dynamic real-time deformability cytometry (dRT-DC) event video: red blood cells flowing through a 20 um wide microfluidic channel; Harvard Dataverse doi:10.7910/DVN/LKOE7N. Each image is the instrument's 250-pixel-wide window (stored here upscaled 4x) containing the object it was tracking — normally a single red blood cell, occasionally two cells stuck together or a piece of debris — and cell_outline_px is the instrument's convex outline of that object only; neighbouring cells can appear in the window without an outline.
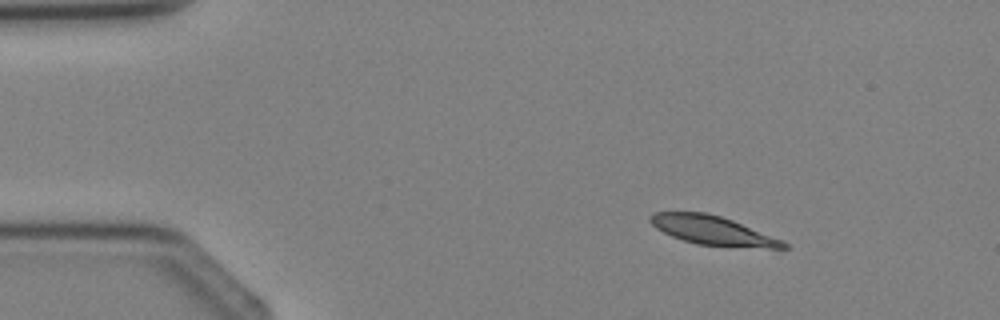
{"species": "Egyptian fruit bat (a non-hibernating species)", "species_latin": "Rousettus aegyptiacus", "temperature_condition": "cold", "stored_images_in_passage": 4, "camera_frame_rate_fps": 3000, "um_per_image_px": 0.085, "animal": {"sex": "female"}, "frame": {"image": 1, "passage_image": 1, "time_ms": 0.0, "image_size_px": [1000, 320], "cell_outline_px": [[788, 248], [768, 248], [696, 244], [672, 236], [656, 228], [648, 220], [648, 216], [652, 212], [704, 212], [720, 216], [732, 220], [784, 240], [788, 244]], "centroid_in_image_um": [60.57, 19.58], "position_along_channel_um": 24.4, "area_um2": 22.31}}
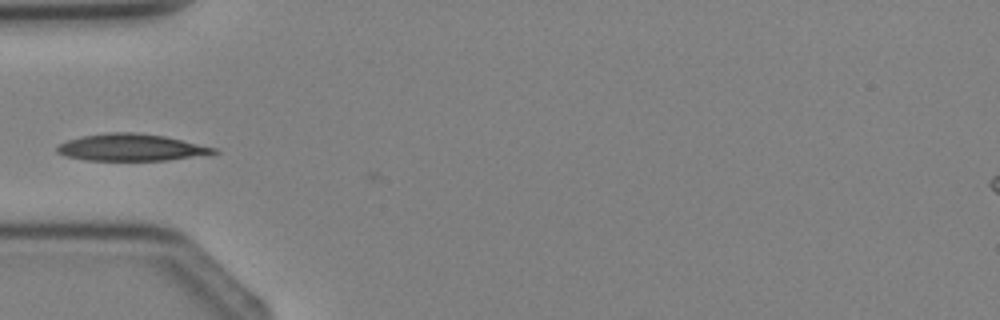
{"frame": {"image": 2, "passage_image": 3, "time_ms": 2.333, "image_size_px": [1000, 320], "cell_outline_px": [[220, 152], [168, 160], [84, 160], [64, 156], [56, 152], [56, 148], [60, 144], [68, 140], [80, 136], [108, 132], [136, 132], [164, 136], [216, 148]], "centroid_in_image_um": [11.09, 12.53], "position_along_channel_um": 73.9, "area_um2": 24.45}}